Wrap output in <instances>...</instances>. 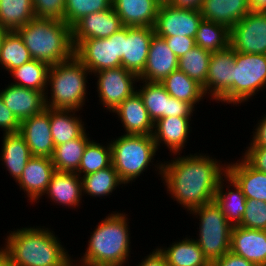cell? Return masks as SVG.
<instances>
[{"mask_svg":"<svg viewBox=\"0 0 266 266\" xmlns=\"http://www.w3.org/2000/svg\"><path fill=\"white\" fill-rule=\"evenodd\" d=\"M179 155L174 154V158L163 162L160 179L166 193L190 212L215 200L216 188L226 175L227 163L222 164L208 153Z\"/></svg>","mask_w":266,"mask_h":266,"instance_id":"cell-1","label":"cell"},{"mask_svg":"<svg viewBox=\"0 0 266 266\" xmlns=\"http://www.w3.org/2000/svg\"><path fill=\"white\" fill-rule=\"evenodd\" d=\"M16 229L6 234L1 248L15 266H58L70 256L52 229L45 226Z\"/></svg>","mask_w":266,"mask_h":266,"instance_id":"cell-2","label":"cell"},{"mask_svg":"<svg viewBox=\"0 0 266 266\" xmlns=\"http://www.w3.org/2000/svg\"><path fill=\"white\" fill-rule=\"evenodd\" d=\"M128 214L109 213L91 232L81 260L88 266H124L131 253V234Z\"/></svg>","mask_w":266,"mask_h":266,"instance_id":"cell-3","label":"cell"},{"mask_svg":"<svg viewBox=\"0 0 266 266\" xmlns=\"http://www.w3.org/2000/svg\"><path fill=\"white\" fill-rule=\"evenodd\" d=\"M32 59L49 66L69 60L75 55L72 27L63 20L33 18L16 30Z\"/></svg>","mask_w":266,"mask_h":266,"instance_id":"cell-4","label":"cell"},{"mask_svg":"<svg viewBox=\"0 0 266 266\" xmlns=\"http://www.w3.org/2000/svg\"><path fill=\"white\" fill-rule=\"evenodd\" d=\"M88 75L92 76L75 55L69 60L50 66L47 78L50 90L47 88L45 91L46 107L81 111L88 100Z\"/></svg>","mask_w":266,"mask_h":266,"instance_id":"cell-5","label":"cell"},{"mask_svg":"<svg viewBox=\"0 0 266 266\" xmlns=\"http://www.w3.org/2000/svg\"><path fill=\"white\" fill-rule=\"evenodd\" d=\"M108 142L112 149V165L124 186L135 182L143 172L147 171L146 169H149L148 166L154 165L159 177L162 176L163 162L153 164L158 150L152 135L123 134Z\"/></svg>","mask_w":266,"mask_h":266,"instance_id":"cell-6","label":"cell"},{"mask_svg":"<svg viewBox=\"0 0 266 266\" xmlns=\"http://www.w3.org/2000/svg\"><path fill=\"white\" fill-rule=\"evenodd\" d=\"M189 214L200 221L199 228L197 227L198 238L194 240L210 264L230 251L233 226L227 221L215 200L193 209Z\"/></svg>","mask_w":266,"mask_h":266,"instance_id":"cell-7","label":"cell"},{"mask_svg":"<svg viewBox=\"0 0 266 266\" xmlns=\"http://www.w3.org/2000/svg\"><path fill=\"white\" fill-rule=\"evenodd\" d=\"M266 88V54H249L235 51L233 85L216 101L233 104L252 100Z\"/></svg>","mask_w":266,"mask_h":266,"instance_id":"cell-8","label":"cell"},{"mask_svg":"<svg viewBox=\"0 0 266 266\" xmlns=\"http://www.w3.org/2000/svg\"><path fill=\"white\" fill-rule=\"evenodd\" d=\"M125 27L104 39L82 40L75 47V56L91 74L121 66L124 55Z\"/></svg>","mask_w":266,"mask_h":266,"instance_id":"cell-9","label":"cell"},{"mask_svg":"<svg viewBox=\"0 0 266 266\" xmlns=\"http://www.w3.org/2000/svg\"><path fill=\"white\" fill-rule=\"evenodd\" d=\"M92 75L96 76L95 80H97L96 91L99 97V104H102L104 109L106 108V112L115 110L137 91L139 77L122 66L101 70Z\"/></svg>","mask_w":266,"mask_h":266,"instance_id":"cell-10","label":"cell"},{"mask_svg":"<svg viewBox=\"0 0 266 266\" xmlns=\"http://www.w3.org/2000/svg\"><path fill=\"white\" fill-rule=\"evenodd\" d=\"M138 93L144 101L150 119L155 123L158 119L175 117H192L195 108L188 102L170 96L160 82L139 80Z\"/></svg>","mask_w":266,"mask_h":266,"instance_id":"cell-11","label":"cell"},{"mask_svg":"<svg viewBox=\"0 0 266 266\" xmlns=\"http://www.w3.org/2000/svg\"><path fill=\"white\" fill-rule=\"evenodd\" d=\"M230 33V47L234 51L266 54V12L250 11Z\"/></svg>","mask_w":266,"mask_h":266,"instance_id":"cell-12","label":"cell"},{"mask_svg":"<svg viewBox=\"0 0 266 266\" xmlns=\"http://www.w3.org/2000/svg\"><path fill=\"white\" fill-rule=\"evenodd\" d=\"M202 19L200 10L179 9L163 1L153 26L154 33L158 37L195 38Z\"/></svg>","mask_w":266,"mask_h":266,"instance_id":"cell-13","label":"cell"},{"mask_svg":"<svg viewBox=\"0 0 266 266\" xmlns=\"http://www.w3.org/2000/svg\"><path fill=\"white\" fill-rule=\"evenodd\" d=\"M235 51L227 49L211 53L207 79L202 87L205 96L217 101L233 85Z\"/></svg>","mask_w":266,"mask_h":266,"instance_id":"cell-14","label":"cell"},{"mask_svg":"<svg viewBox=\"0 0 266 266\" xmlns=\"http://www.w3.org/2000/svg\"><path fill=\"white\" fill-rule=\"evenodd\" d=\"M123 27L121 18L113 8L86 15L72 26L74 47L82 40L108 38Z\"/></svg>","mask_w":266,"mask_h":266,"instance_id":"cell-15","label":"cell"},{"mask_svg":"<svg viewBox=\"0 0 266 266\" xmlns=\"http://www.w3.org/2000/svg\"><path fill=\"white\" fill-rule=\"evenodd\" d=\"M18 133L24 138L32 156L52 158L55 145L50 127V108L23 120Z\"/></svg>","mask_w":266,"mask_h":266,"instance_id":"cell-16","label":"cell"},{"mask_svg":"<svg viewBox=\"0 0 266 266\" xmlns=\"http://www.w3.org/2000/svg\"><path fill=\"white\" fill-rule=\"evenodd\" d=\"M52 158L32 156L16 182L20 190L27 195L31 204L39 203L47 191L51 177L55 172ZM39 200V201H38Z\"/></svg>","mask_w":266,"mask_h":266,"instance_id":"cell-17","label":"cell"},{"mask_svg":"<svg viewBox=\"0 0 266 266\" xmlns=\"http://www.w3.org/2000/svg\"><path fill=\"white\" fill-rule=\"evenodd\" d=\"M153 27H125L124 55L121 66L138 77L142 74L152 37Z\"/></svg>","mask_w":266,"mask_h":266,"instance_id":"cell-18","label":"cell"},{"mask_svg":"<svg viewBox=\"0 0 266 266\" xmlns=\"http://www.w3.org/2000/svg\"><path fill=\"white\" fill-rule=\"evenodd\" d=\"M191 117H164L154 123L152 133L157 150L164 144L171 155L182 153L192 131ZM191 128V129H190ZM161 144V145H160Z\"/></svg>","mask_w":266,"mask_h":266,"instance_id":"cell-19","label":"cell"},{"mask_svg":"<svg viewBox=\"0 0 266 266\" xmlns=\"http://www.w3.org/2000/svg\"><path fill=\"white\" fill-rule=\"evenodd\" d=\"M0 90L4 104L21 123L46 108L45 92L23 88L9 83Z\"/></svg>","mask_w":266,"mask_h":266,"instance_id":"cell-20","label":"cell"},{"mask_svg":"<svg viewBox=\"0 0 266 266\" xmlns=\"http://www.w3.org/2000/svg\"><path fill=\"white\" fill-rule=\"evenodd\" d=\"M178 62V57L168 47L166 41L154 35L150 42L146 65L139 80L162 82L178 69Z\"/></svg>","mask_w":266,"mask_h":266,"instance_id":"cell-21","label":"cell"},{"mask_svg":"<svg viewBox=\"0 0 266 266\" xmlns=\"http://www.w3.org/2000/svg\"><path fill=\"white\" fill-rule=\"evenodd\" d=\"M230 251L256 266H266V230L232 227Z\"/></svg>","mask_w":266,"mask_h":266,"instance_id":"cell-22","label":"cell"},{"mask_svg":"<svg viewBox=\"0 0 266 266\" xmlns=\"http://www.w3.org/2000/svg\"><path fill=\"white\" fill-rule=\"evenodd\" d=\"M111 113L117 114L126 135H152L154 123L150 119L144 101L134 92Z\"/></svg>","mask_w":266,"mask_h":266,"instance_id":"cell-23","label":"cell"},{"mask_svg":"<svg viewBox=\"0 0 266 266\" xmlns=\"http://www.w3.org/2000/svg\"><path fill=\"white\" fill-rule=\"evenodd\" d=\"M162 0H112L124 27H153Z\"/></svg>","mask_w":266,"mask_h":266,"instance_id":"cell-24","label":"cell"},{"mask_svg":"<svg viewBox=\"0 0 266 266\" xmlns=\"http://www.w3.org/2000/svg\"><path fill=\"white\" fill-rule=\"evenodd\" d=\"M44 195L53 204L79 208L83 196L82 179L76 173L55 171Z\"/></svg>","mask_w":266,"mask_h":266,"instance_id":"cell-25","label":"cell"},{"mask_svg":"<svg viewBox=\"0 0 266 266\" xmlns=\"http://www.w3.org/2000/svg\"><path fill=\"white\" fill-rule=\"evenodd\" d=\"M240 159L227 164L226 174L238 185L246 199L266 202V173L252 168L241 156Z\"/></svg>","mask_w":266,"mask_h":266,"instance_id":"cell-26","label":"cell"},{"mask_svg":"<svg viewBox=\"0 0 266 266\" xmlns=\"http://www.w3.org/2000/svg\"><path fill=\"white\" fill-rule=\"evenodd\" d=\"M251 11L249 0H203L200 8L203 19L231 29Z\"/></svg>","mask_w":266,"mask_h":266,"instance_id":"cell-27","label":"cell"},{"mask_svg":"<svg viewBox=\"0 0 266 266\" xmlns=\"http://www.w3.org/2000/svg\"><path fill=\"white\" fill-rule=\"evenodd\" d=\"M2 138L1 165H4L9 175L17 182L32 154L19 133L3 134Z\"/></svg>","mask_w":266,"mask_h":266,"instance_id":"cell-28","label":"cell"},{"mask_svg":"<svg viewBox=\"0 0 266 266\" xmlns=\"http://www.w3.org/2000/svg\"><path fill=\"white\" fill-rule=\"evenodd\" d=\"M224 183L227 185L225 186ZM215 202L221 207L222 213L233 227L241 224L246 208V197L227 174L224 179L222 178L219 181L215 193Z\"/></svg>","mask_w":266,"mask_h":266,"instance_id":"cell-29","label":"cell"},{"mask_svg":"<svg viewBox=\"0 0 266 266\" xmlns=\"http://www.w3.org/2000/svg\"><path fill=\"white\" fill-rule=\"evenodd\" d=\"M173 242L169 247H157L169 266H211L194 238L186 236Z\"/></svg>","mask_w":266,"mask_h":266,"instance_id":"cell-30","label":"cell"},{"mask_svg":"<svg viewBox=\"0 0 266 266\" xmlns=\"http://www.w3.org/2000/svg\"><path fill=\"white\" fill-rule=\"evenodd\" d=\"M76 112L77 110L50 108L51 135L55 146L78 138L87 129Z\"/></svg>","mask_w":266,"mask_h":266,"instance_id":"cell-31","label":"cell"},{"mask_svg":"<svg viewBox=\"0 0 266 266\" xmlns=\"http://www.w3.org/2000/svg\"><path fill=\"white\" fill-rule=\"evenodd\" d=\"M160 83L170 96L188 102L194 108L206 98L202 86L179 69L173 71Z\"/></svg>","mask_w":266,"mask_h":266,"instance_id":"cell-32","label":"cell"},{"mask_svg":"<svg viewBox=\"0 0 266 266\" xmlns=\"http://www.w3.org/2000/svg\"><path fill=\"white\" fill-rule=\"evenodd\" d=\"M86 130L78 137L55 146L52 162L56 171L76 173L87 144L91 141Z\"/></svg>","mask_w":266,"mask_h":266,"instance_id":"cell-33","label":"cell"},{"mask_svg":"<svg viewBox=\"0 0 266 266\" xmlns=\"http://www.w3.org/2000/svg\"><path fill=\"white\" fill-rule=\"evenodd\" d=\"M49 67L45 62L32 59L9 72L15 80L11 83L23 88L45 92L49 88L47 86Z\"/></svg>","mask_w":266,"mask_h":266,"instance_id":"cell-34","label":"cell"},{"mask_svg":"<svg viewBox=\"0 0 266 266\" xmlns=\"http://www.w3.org/2000/svg\"><path fill=\"white\" fill-rule=\"evenodd\" d=\"M82 179L83 195H90L94 198L103 199L104 196H109L119 186L123 187V182L118 177L117 171L113 165L101 169L95 173L84 175Z\"/></svg>","mask_w":266,"mask_h":266,"instance_id":"cell-35","label":"cell"},{"mask_svg":"<svg viewBox=\"0 0 266 266\" xmlns=\"http://www.w3.org/2000/svg\"><path fill=\"white\" fill-rule=\"evenodd\" d=\"M33 18V0H0V25L8 31H16Z\"/></svg>","mask_w":266,"mask_h":266,"instance_id":"cell-36","label":"cell"},{"mask_svg":"<svg viewBox=\"0 0 266 266\" xmlns=\"http://www.w3.org/2000/svg\"><path fill=\"white\" fill-rule=\"evenodd\" d=\"M230 29L212 21L202 19L195 37V44L211 53L230 47Z\"/></svg>","mask_w":266,"mask_h":266,"instance_id":"cell-37","label":"cell"},{"mask_svg":"<svg viewBox=\"0 0 266 266\" xmlns=\"http://www.w3.org/2000/svg\"><path fill=\"white\" fill-rule=\"evenodd\" d=\"M30 60L32 57L20 35L16 31H9L2 41L0 67L9 73Z\"/></svg>","mask_w":266,"mask_h":266,"instance_id":"cell-38","label":"cell"},{"mask_svg":"<svg viewBox=\"0 0 266 266\" xmlns=\"http://www.w3.org/2000/svg\"><path fill=\"white\" fill-rule=\"evenodd\" d=\"M111 165L112 149L110 142L103 145L92 139L85 148L76 174L81 178L82 175L95 173Z\"/></svg>","mask_w":266,"mask_h":266,"instance_id":"cell-39","label":"cell"},{"mask_svg":"<svg viewBox=\"0 0 266 266\" xmlns=\"http://www.w3.org/2000/svg\"><path fill=\"white\" fill-rule=\"evenodd\" d=\"M210 59L211 52L196 45L179 58L178 69L203 87L206 83Z\"/></svg>","mask_w":266,"mask_h":266,"instance_id":"cell-40","label":"cell"},{"mask_svg":"<svg viewBox=\"0 0 266 266\" xmlns=\"http://www.w3.org/2000/svg\"><path fill=\"white\" fill-rule=\"evenodd\" d=\"M112 8V0H65L64 22L72 27L82 17Z\"/></svg>","mask_w":266,"mask_h":266,"instance_id":"cell-41","label":"cell"},{"mask_svg":"<svg viewBox=\"0 0 266 266\" xmlns=\"http://www.w3.org/2000/svg\"><path fill=\"white\" fill-rule=\"evenodd\" d=\"M243 228L266 230V202L246 199V208L239 225Z\"/></svg>","mask_w":266,"mask_h":266,"instance_id":"cell-42","label":"cell"},{"mask_svg":"<svg viewBox=\"0 0 266 266\" xmlns=\"http://www.w3.org/2000/svg\"><path fill=\"white\" fill-rule=\"evenodd\" d=\"M36 18H52L64 21L65 0H33Z\"/></svg>","mask_w":266,"mask_h":266,"instance_id":"cell-43","label":"cell"},{"mask_svg":"<svg viewBox=\"0 0 266 266\" xmlns=\"http://www.w3.org/2000/svg\"><path fill=\"white\" fill-rule=\"evenodd\" d=\"M242 158L255 170L266 173V146L246 147Z\"/></svg>","mask_w":266,"mask_h":266,"instance_id":"cell-44","label":"cell"},{"mask_svg":"<svg viewBox=\"0 0 266 266\" xmlns=\"http://www.w3.org/2000/svg\"><path fill=\"white\" fill-rule=\"evenodd\" d=\"M163 38L168 47L172 52L178 57H182L185 53L190 51L195 44V38L187 36H170V37H161Z\"/></svg>","mask_w":266,"mask_h":266,"instance_id":"cell-45","label":"cell"},{"mask_svg":"<svg viewBox=\"0 0 266 266\" xmlns=\"http://www.w3.org/2000/svg\"><path fill=\"white\" fill-rule=\"evenodd\" d=\"M0 128L3 134L18 133L20 122L4 104L0 94Z\"/></svg>","mask_w":266,"mask_h":266,"instance_id":"cell-46","label":"cell"},{"mask_svg":"<svg viewBox=\"0 0 266 266\" xmlns=\"http://www.w3.org/2000/svg\"><path fill=\"white\" fill-rule=\"evenodd\" d=\"M211 266H256L242 256L228 251L223 257L211 263Z\"/></svg>","mask_w":266,"mask_h":266,"instance_id":"cell-47","label":"cell"},{"mask_svg":"<svg viewBox=\"0 0 266 266\" xmlns=\"http://www.w3.org/2000/svg\"><path fill=\"white\" fill-rule=\"evenodd\" d=\"M248 146H266V113L258 120Z\"/></svg>","mask_w":266,"mask_h":266,"instance_id":"cell-48","label":"cell"},{"mask_svg":"<svg viewBox=\"0 0 266 266\" xmlns=\"http://www.w3.org/2000/svg\"><path fill=\"white\" fill-rule=\"evenodd\" d=\"M136 266H169L167 264L165 256L160 252L158 248H154L152 252L147 254L141 262L135 264Z\"/></svg>","mask_w":266,"mask_h":266,"instance_id":"cell-49","label":"cell"},{"mask_svg":"<svg viewBox=\"0 0 266 266\" xmlns=\"http://www.w3.org/2000/svg\"><path fill=\"white\" fill-rule=\"evenodd\" d=\"M165 2L179 9L200 10L203 0H166Z\"/></svg>","mask_w":266,"mask_h":266,"instance_id":"cell-50","label":"cell"},{"mask_svg":"<svg viewBox=\"0 0 266 266\" xmlns=\"http://www.w3.org/2000/svg\"><path fill=\"white\" fill-rule=\"evenodd\" d=\"M251 11L266 12V0H249Z\"/></svg>","mask_w":266,"mask_h":266,"instance_id":"cell-51","label":"cell"},{"mask_svg":"<svg viewBox=\"0 0 266 266\" xmlns=\"http://www.w3.org/2000/svg\"><path fill=\"white\" fill-rule=\"evenodd\" d=\"M80 257L78 260L72 259L71 256H68L60 265L58 266H88L85 264Z\"/></svg>","mask_w":266,"mask_h":266,"instance_id":"cell-52","label":"cell"},{"mask_svg":"<svg viewBox=\"0 0 266 266\" xmlns=\"http://www.w3.org/2000/svg\"><path fill=\"white\" fill-rule=\"evenodd\" d=\"M0 266H15L11 259L3 252L0 246Z\"/></svg>","mask_w":266,"mask_h":266,"instance_id":"cell-53","label":"cell"},{"mask_svg":"<svg viewBox=\"0 0 266 266\" xmlns=\"http://www.w3.org/2000/svg\"><path fill=\"white\" fill-rule=\"evenodd\" d=\"M9 31L3 27L2 25H0V49H1V45H2V41L5 37V35L8 33Z\"/></svg>","mask_w":266,"mask_h":266,"instance_id":"cell-54","label":"cell"}]
</instances>
